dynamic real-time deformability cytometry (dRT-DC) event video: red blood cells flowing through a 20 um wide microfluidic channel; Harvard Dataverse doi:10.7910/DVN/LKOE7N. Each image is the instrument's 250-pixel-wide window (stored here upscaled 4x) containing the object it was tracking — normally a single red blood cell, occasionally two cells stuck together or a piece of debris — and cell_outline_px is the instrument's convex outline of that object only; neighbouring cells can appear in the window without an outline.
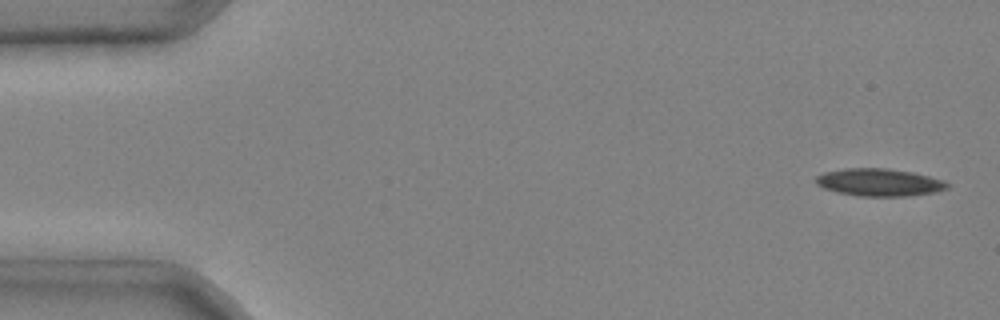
{"species": "common noctule bat (a hibernating species)", "species_latin": "Nyctalus noctula", "temperature_condition": "cold", "stored_images_in_passage": 4, "camera_frame_rate_fps": 3000, "um_per_image_px": 0.085, "animal": {"sex": "male", "body_mass_g": 20.4}, "frame": {"image": 1, "passage_image": 1, "time_ms": 0.0, "image_size_px": [1000, 320], "cell_outline_px": [[952, 184], [948, 188], [936, 192], [908, 196], [860, 196], [836, 192], [824, 188], [816, 184], [816, 176], [824, 172], [848, 168], [888, 168], [912, 172], [944, 180]], "centroid_in_image_um": [74.77, 15.5], "position_along_channel_um": 10.2, "area_um2": 21.15}}
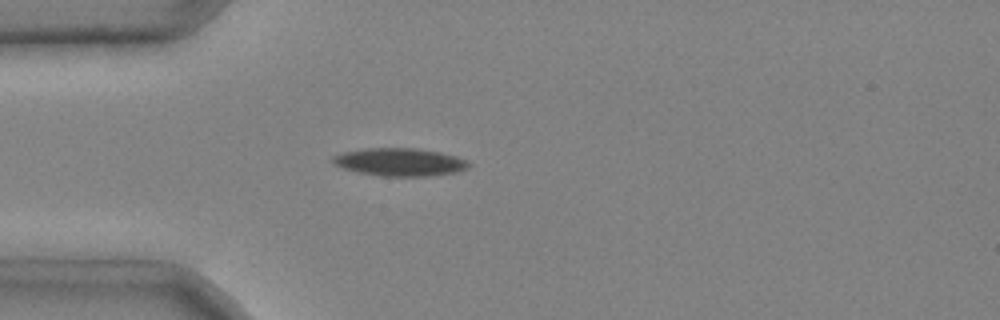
{"frame": {"image": 2, "passage_image": 4, "time_ms": 1.0, "image_size_px": [1000, 320], "cell_outline_px": [[472, 164], [468, 168], [456, 172], [424, 176], [380, 176], [360, 172], [344, 168], [336, 164], [332, 160], [332, 156], [344, 152], [368, 148], [416, 148], [440, 152], [456, 156]], "centroid_in_image_um": [34.01, 13.77], "position_along_channel_um": 51.0, "area_um2": 21.79}}